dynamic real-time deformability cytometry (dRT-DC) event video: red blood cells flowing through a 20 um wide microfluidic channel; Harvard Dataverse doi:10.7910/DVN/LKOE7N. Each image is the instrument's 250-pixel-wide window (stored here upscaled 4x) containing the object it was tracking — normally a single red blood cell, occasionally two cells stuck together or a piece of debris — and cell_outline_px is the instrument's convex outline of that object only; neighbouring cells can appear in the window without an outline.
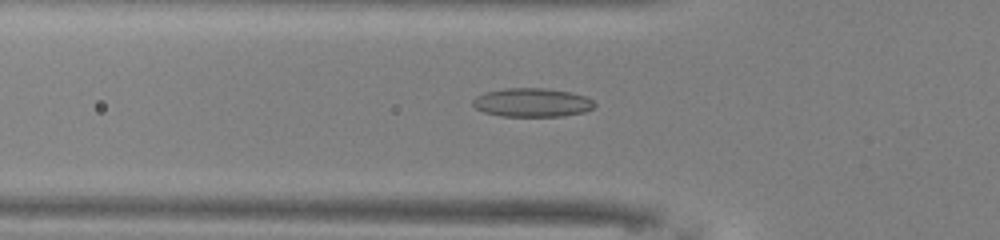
{"species": "common noctule bat (a hibernating species)", "species_latin": "Nyctalus noctula", "temperature_condition": "warm", "stored_images_in_passage": 50, "camera_frame_rate_fps": 3000, "um_per_image_px": 0.085, "animal": {"sex": "male", "body_mass_g": 13.0, "forearm_length_mm": 53.1}, "frame": {"image": 1, "passage_image": 17, "time_ms": 5.333, "image_size_px": [1000, 240], "cell_outline_px": [[596, 104], [592, 108], [584, 112], [564, 116], [500, 116], [484, 112], [476, 108], [472, 104], [472, 100], [476, 96], [484, 92], [504, 88], [544, 88], [572, 92], [584, 96], [592, 100]], "centroid_in_image_um": [45.21, 8.71], "position_along_channel_um": 80.6, "area_um2": 20.46}}
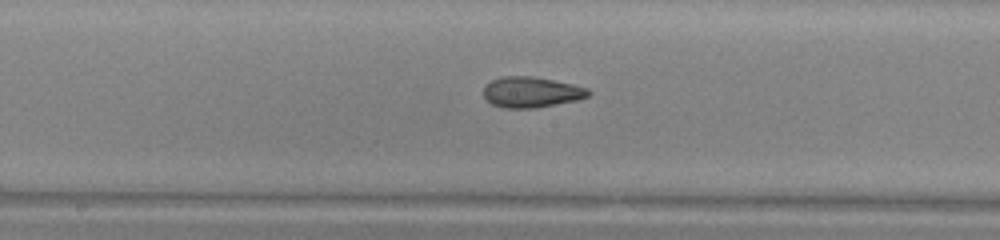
{"frame": {"image": 2, "passage_image": 26, "time_ms": 8.333, "image_size_px": [1000, 240], "cell_outline_px": [[592, 92], [588, 96], [576, 100], [536, 108], [504, 108], [492, 104], [484, 96], [484, 88], [492, 80], [500, 76], [532, 76], [572, 84], [588, 88]], "centroid_in_image_um": [45.17, 7.83], "position_along_channel_um": 203.0, "area_um2": 18.61}}
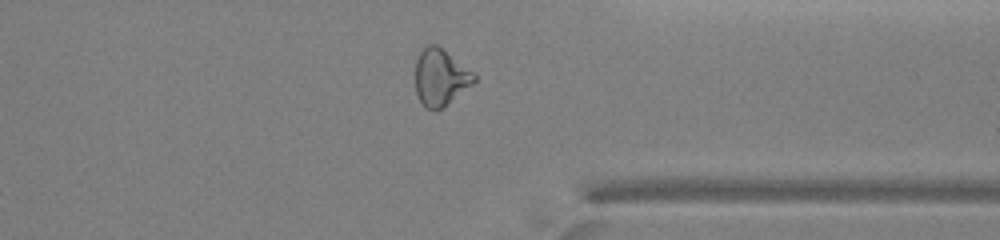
{"frame": {"image": 3, "passage_image": 39, "time_ms": 12.667, "image_size_px": [1000, 240], "cell_outline_px": [[476, 80], [472, 84], [436, 112], [424, 108], [416, 92], [416, 60], [420, 52], [428, 44], [436, 44], [476, 72]], "centroid_in_image_um": [37.45, 6.57], "position_along_channel_um": 374.0, "area_um2": 19.48}, "authors_computed_cell_mechanics": {"area_um2": 19.5942, "velocity_mm_per_s": 4.0609, "shape_relaxation_time_tau1_ms": null, "shape_relaxation_time_tau2_ms": 2.2234, "deformation_change_tau1": null, "deformation_change_tau2": 0.095}}